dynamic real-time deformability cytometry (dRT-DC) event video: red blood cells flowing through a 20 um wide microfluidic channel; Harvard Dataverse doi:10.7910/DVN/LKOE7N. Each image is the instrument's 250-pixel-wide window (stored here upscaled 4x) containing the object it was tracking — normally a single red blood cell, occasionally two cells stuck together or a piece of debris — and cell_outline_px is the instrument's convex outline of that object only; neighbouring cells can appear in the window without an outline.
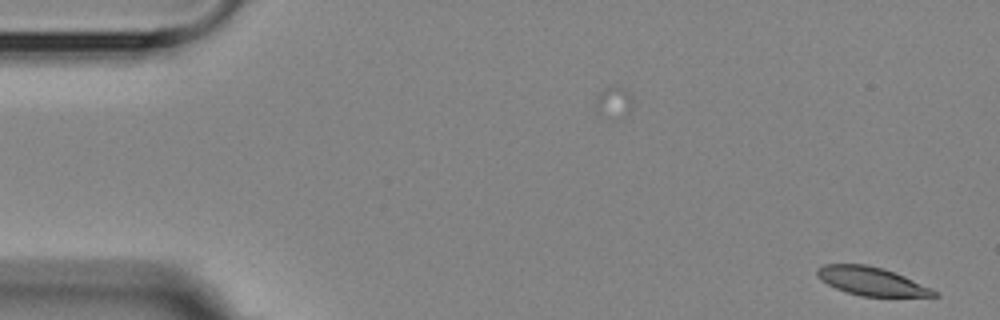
{"species": "Egyptian fruit bat (a non-hibernating species)", "species_latin": "Rousettus aegyptiacus", "temperature_condition": "room temperature", "stored_images_in_passage": 4, "camera_frame_rate_fps": 3000, "um_per_image_px": 0.085, "animal": {"sex": "female"}, "frame": {"image": 1, "passage_image": 1, "time_ms": 0.0, "image_size_px": [1000, 320], "cell_outline_px": [[940, 296], [860, 296], [836, 288], [820, 280], [816, 276], [816, 268], [824, 264], [864, 264], [880, 268], [904, 276], [940, 292]], "centroid_in_image_um": [74.05, 23.9], "position_along_channel_um": 10.9, "area_um2": 19.13}}
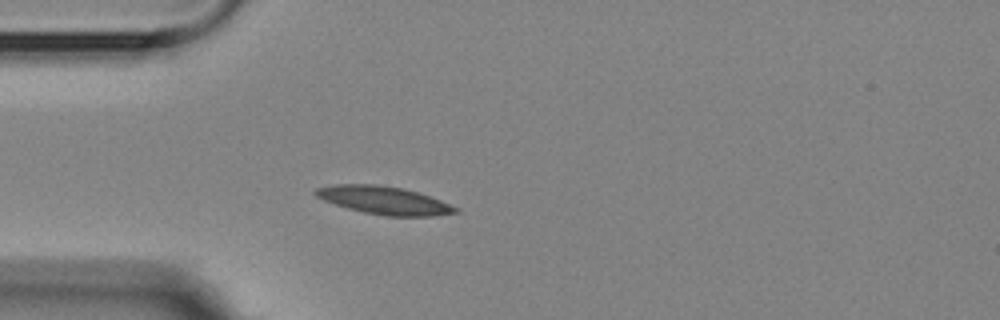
{"frame": {"image": 2, "passage_image": 4, "time_ms": 4.333, "image_size_px": [1000, 320], "cell_outline_px": [[460, 212], [432, 216], [384, 216], [364, 212], [348, 208], [324, 200], [316, 196], [312, 192], [316, 188], [336, 184], [376, 184], [400, 188], [416, 192], [440, 200], [460, 208]], "centroid_in_image_um": [32.65, 17.03], "position_along_channel_um": 52.4, "area_um2": 22.6}}